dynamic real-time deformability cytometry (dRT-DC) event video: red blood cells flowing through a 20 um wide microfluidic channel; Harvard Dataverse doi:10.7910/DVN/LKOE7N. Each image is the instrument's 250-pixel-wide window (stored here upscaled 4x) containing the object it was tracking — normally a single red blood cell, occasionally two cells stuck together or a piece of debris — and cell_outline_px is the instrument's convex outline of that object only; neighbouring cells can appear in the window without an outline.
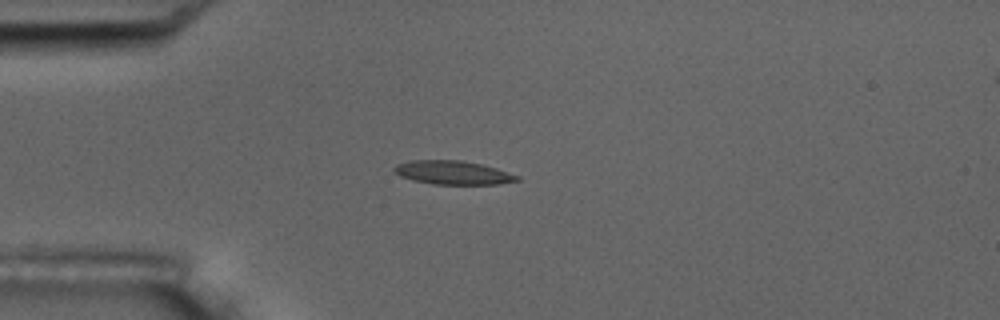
{"species": "common noctule bat (a hibernating species)", "species_latin": "Nyctalus noctula", "temperature_condition": "room temperature", "stored_images_in_passage": 9, "camera_frame_rate_fps": 3000, "um_per_image_px": 0.085, "animal": {"sex": "male", "body_mass_g": 17.5, "forearm_length_mm": 52.3}, "frame": {"image": 1, "passage_image": 4, "time_ms": 3.333, "image_size_px": [1000, 320], "cell_outline_px": [[520, 180], [500, 184], [432, 184], [412, 180], [400, 176], [392, 172], [392, 168], [396, 164], [412, 160], [460, 160], [484, 164], [520, 176]], "centroid_in_image_um": [38.48, 14.67], "position_along_channel_um": 46.5, "area_um2": 17.17}}
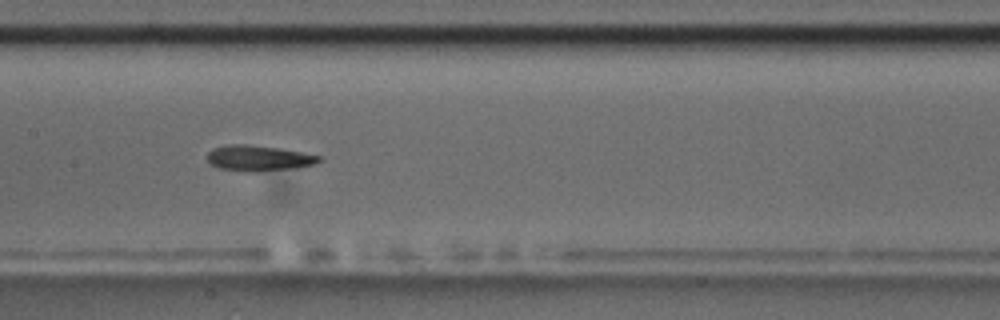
{"frame": {"image": 2, "passage_image": 8, "time_ms": 7.667, "image_size_px": [1000, 320], "cell_outline_px": [[320, 160], [316, 164], [288, 168], [248, 172], [220, 168], [212, 164], [208, 160], [208, 152], [212, 148], [228, 144], [248, 144], [280, 148], [304, 152], [320, 156]], "centroid_in_image_um": [21.96, 13.42], "position_along_channel_um": 185.4, "area_um2": 16.47}}
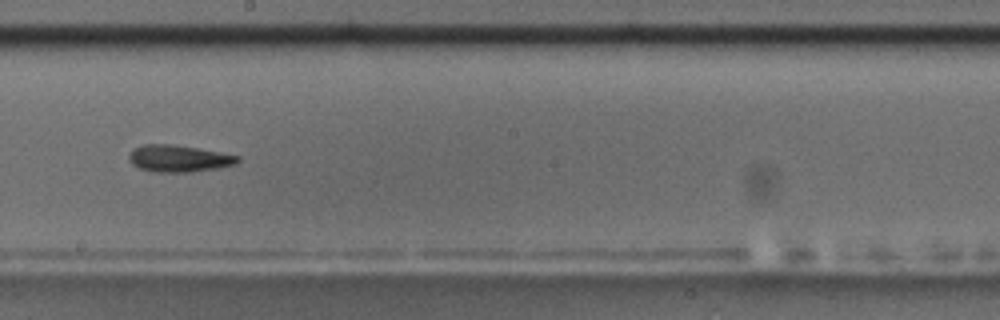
{"frame": {"image": 3, "passage_image": 9, "time_ms": 9.0, "image_size_px": [1000, 320], "cell_outline_px": [[240, 160], [236, 164], [216, 168], [188, 172], [152, 172], [140, 168], [132, 164], [128, 160], [128, 156], [132, 148], [144, 144], [172, 144], [196, 148], [240, 156]], "centroid_in_image_um": [15.14, 13.47], "position_along_channel_um": 233.1, "area_um2": 16.99}}